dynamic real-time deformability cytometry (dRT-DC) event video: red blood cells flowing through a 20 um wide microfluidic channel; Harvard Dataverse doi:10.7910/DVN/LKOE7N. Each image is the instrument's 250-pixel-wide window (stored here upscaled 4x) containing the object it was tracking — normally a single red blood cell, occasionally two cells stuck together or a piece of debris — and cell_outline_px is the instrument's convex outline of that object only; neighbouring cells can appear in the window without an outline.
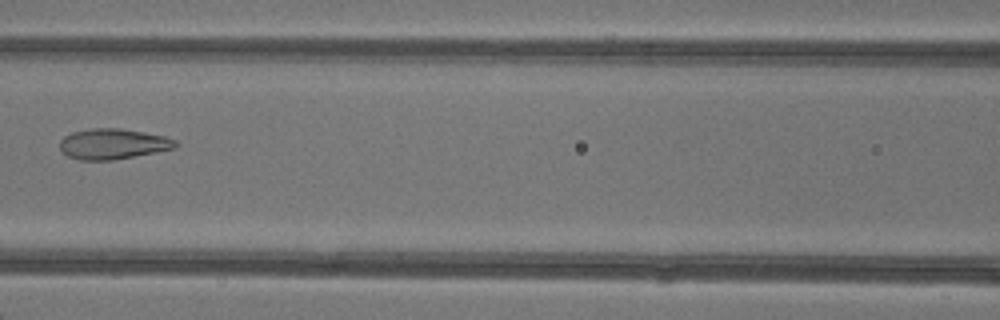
{"species": "common noctule bat (a hibernating species)", "species_latin": "Nyctalus noctula", "temperature_condition": "warm", "stored_images_in_passage": 3, "camera_frame_rate_fps": 3000, "um_per_image_px": 0.085, "animal": {"sex": "female"}, "frame": {"image": 1, "passage_image": 3, "time_ms": 2.333, "image_size_px": [1000, 320], "cell_outline_px": [[180, 144], [176, 148], [112, 160], [80, 160], [68, 156], [60, 152], [60, 140], [64, 136], [72, 132], [92, 128], [120, 128], [144, 132], [164, 136], [176, 140]], "centroid_in_image_um": [9.59, 12.23], "position_along_channel_um": 157.0, "area_um2": 20.63}}